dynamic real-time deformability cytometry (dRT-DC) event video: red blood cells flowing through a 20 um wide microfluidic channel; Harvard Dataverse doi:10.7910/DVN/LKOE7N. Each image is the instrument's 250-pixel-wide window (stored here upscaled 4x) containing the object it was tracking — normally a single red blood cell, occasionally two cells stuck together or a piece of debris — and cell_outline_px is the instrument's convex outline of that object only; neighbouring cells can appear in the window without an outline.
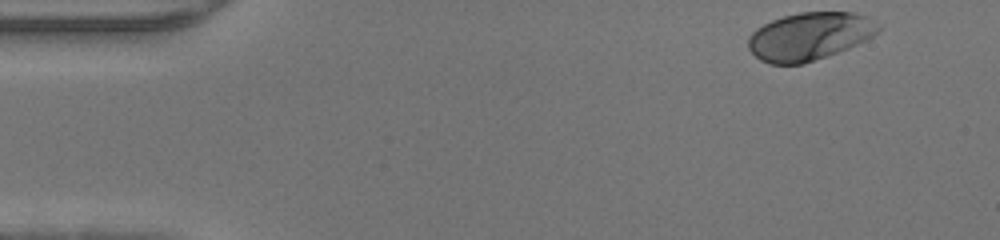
{"species": "human", "species_latin": "Homo sapiens", "temperature_condition": "warm", "stored_images_in_passage": 44, "camera_frame_rate_fps": 3000, "um_per_image_px": 0.085, "donor": {"sex": "male"}, "frame": {"image": 1, "passage_image": 1, "time_ms": 0.0, "image_size_px": [1000, 240], "cell_outline_px": [[880, 28], [872, 36], [848, 48], [804, 64], [768, 64], [760, 60], [748, 48], [748, 36], [756, 28], [772, 20], [784, 16], [800, 12], [852, 12], [868, 16], [880, 24]], "centroid_in_image_um": [68.79, 3.08], "position_along_channel_um": 16.2, "area_um2": 36.18}}
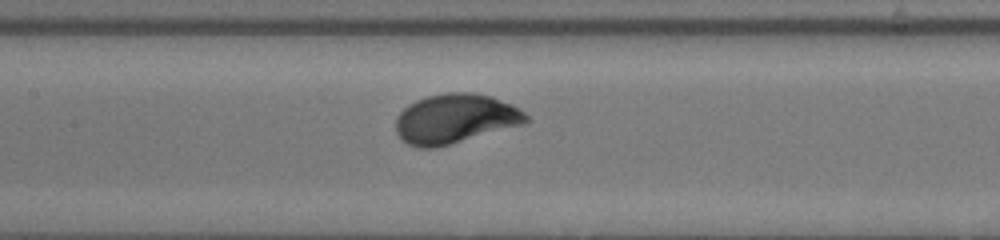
{"frame": {"image": 2, "passage_image": 19, "time_ms": 6.0, "image_size_px": [1000, 240], "cell_outline_px": [[532, 120], [524, 124], [448, 144], [432, 148], [416, 148], [400, 140], [396, 132], [396, 116], [408, 104], [416, 100], [428, 96], [448, 92], [472, 92], [492, 96], [512, 104], [520, 108]], "centroid_in_image_um": [38.68, 10.08], "position_along_channel_um": 168.7, "area_um2": 37.69}}
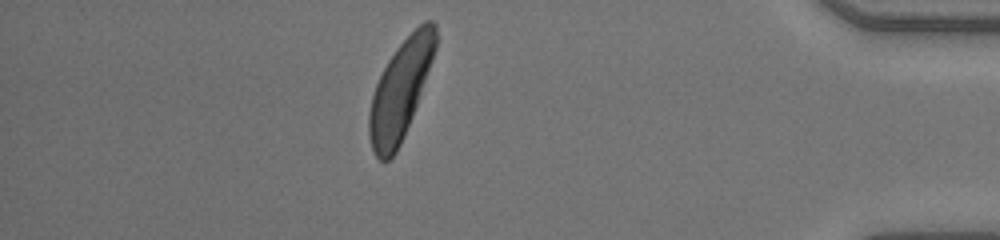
{"frame": {"image": 3, "passage_image": 38, "time_ms": 12.333, "image_size_px": [1000, 240], "cell_outline_px": [[436, 48], [432, 60], [412, 116], [404, 136], [396, 152], [388, 160], [380, 160], [376, 156], [372, 148], [368, 136], [368, 112], [372, 96], [376, 84], [388, 60], [396, 48], [424, 20], [432, 20], [436, 24]], "centroid_in_image_um": [34.01, 7.65], "position_along_channel_um": 401.2, "area_um2": 37.57}}